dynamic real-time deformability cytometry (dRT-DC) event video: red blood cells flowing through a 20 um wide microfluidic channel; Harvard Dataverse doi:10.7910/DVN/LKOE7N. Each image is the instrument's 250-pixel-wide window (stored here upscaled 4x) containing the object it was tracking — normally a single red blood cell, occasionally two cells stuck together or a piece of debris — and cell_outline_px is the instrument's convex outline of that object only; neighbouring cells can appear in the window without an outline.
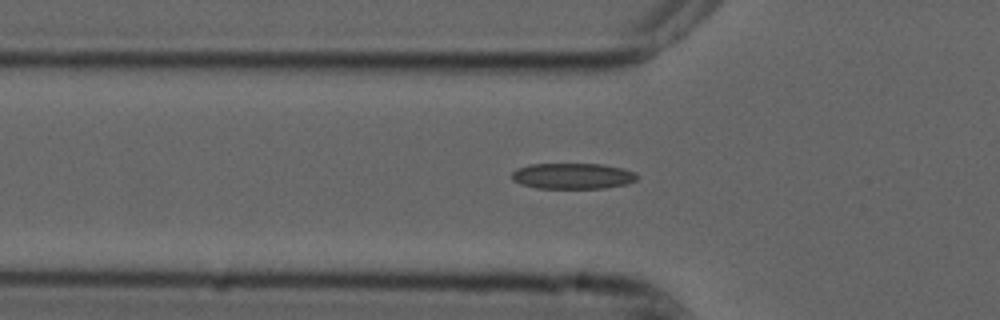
{"species": "common noctule bat (a hibernating species)", "species_latin": "Nyctalus noctula", "temperature_condition": "cold", "stored_images_in_passage": 39, "camera_frame_rate_fps": 3000, "um_per_image_px": 0.085, "animal": {"sex": "male", "forearm_length_mm": 52.5}, "frame": {"image": 1, "passage_image": 3, "time_ms": 0.667, "image_size_px": [1000, 320], "cell_outline_px": [[640, 176], [636, 180], [628, 184], [604, 188], [536, 188], [520, 184], [512, 180], [512, 172], [516, 168], [528, 164], [604, 164], [624, 168], [636, 172]], "centroid_in_image_um": [48.7, 14.95], "position_along_channel_um": 77.1, "area_um2": 19.19}}
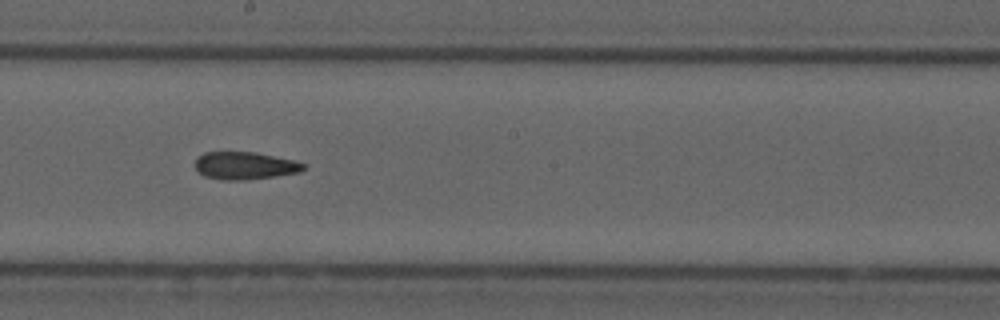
{"frame": {"image": 2, "passage_image": 15, "time_ms": 4.667, "image_size_px": [1000, 320], "cell_outline_px": [[308, 164], [300, 172], [244, 180], [224, 180], [204, 176], [196, 168], [196, 156], [204, 152], [256, 152], [292, 160]], "centroid_in_image_um": [20.8, 14.07], "position_along_channel_um": 227.4, "area_um2": 17.28}}
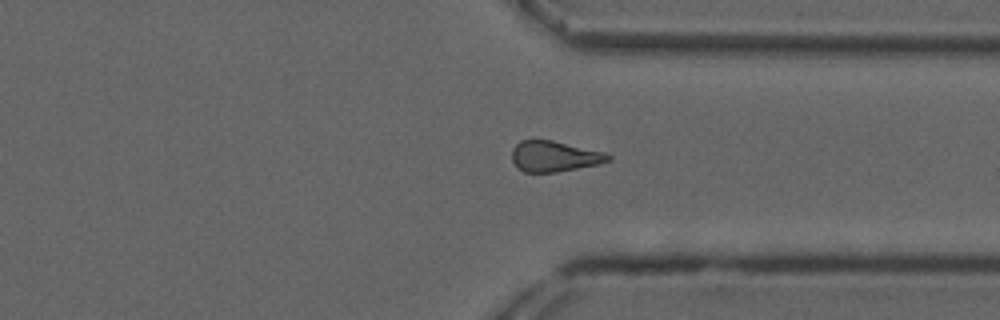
{"frame": {"image": 3, "passage_image": 26, "time_ms": 8.333, "image_size_px": [1000, 320], "cell_outline_px": [[612, 160], [600, 164], [556, 172], [524, 172], [516, 168], [512, 160], [512, 148], [520, 140], [532, 136], [552, 140], [604, 152], [612, 156]], "centroid_in_image_um": [47.07, 13.25], "position_along_channel_um": 364.3, "area_um2": 17.8}, "authors_computed_cell_mechanics": {"area_um2": 17.6868, "velocity_mm_per_s": 3.7463, "shape_relaxation_time_tau1_ms": null, "shape_relaxation_time_tau2_ms": 6.0496, "deformation_change_tau1": null, "deformation_change_tau2": 0.1691}}